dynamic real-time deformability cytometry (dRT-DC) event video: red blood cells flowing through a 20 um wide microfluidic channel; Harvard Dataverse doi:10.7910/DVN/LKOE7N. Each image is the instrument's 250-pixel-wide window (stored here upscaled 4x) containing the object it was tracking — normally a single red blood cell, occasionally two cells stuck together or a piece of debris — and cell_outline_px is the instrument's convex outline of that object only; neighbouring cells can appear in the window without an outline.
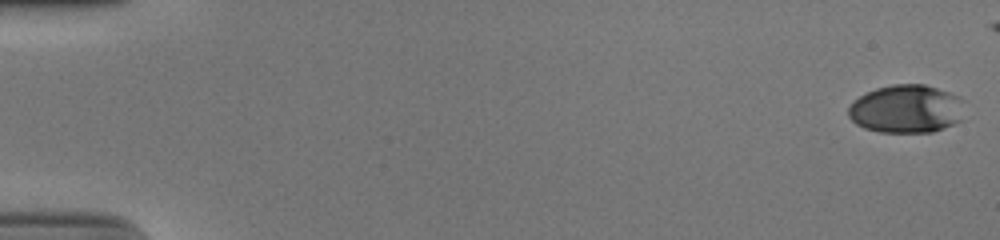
{"species": "human", "species_latin": "Homo sapiens", "temperature_condition": "cold", "stored_images_in_passage": 53, "camera_frame_rate_fps": 3000, "um_per_image_px": 0.085, "donor": {"sex": "male"}, "frame": {"image": 1, "passage_image": 1, "time_ms": 0.0, "image_size_px": [1000, 240], "cell_outline_px": [[964, 100], [960, 120], [944, 128], [932, 132], [880, 132], [864, 128], [856, 124], [848, 116], [848, 108], [852, 100], [876, 88], [892, 84], [924, 84], [960, 96]], "centroid_in_image_um": [77.02, 9.25], "position_along_channel_um": 8.0, "area_um2": 32.71}}
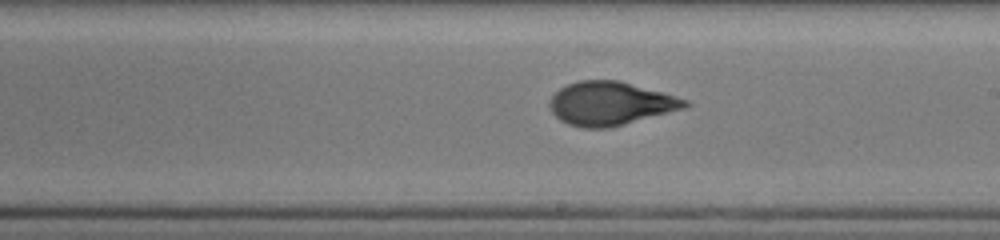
{"frame": {"image": 2, "passage_image": 32, "time_ms": 10.333, "image_size_px": [1000, 240], "cell_outline_px": [[692, 104], [684, 108], [624, 124], [608, 128], [580, 128], [568, 124], [560, 120], [552, 112], [548, 104], [552, 96], [560, 88], [568, 84], [580, 80], [620, 80], [688, 100]], "centroid_in_image_um": [51.86, 8.8], "position_along_channel_um": 237.1, "area_um2": 34.1}}
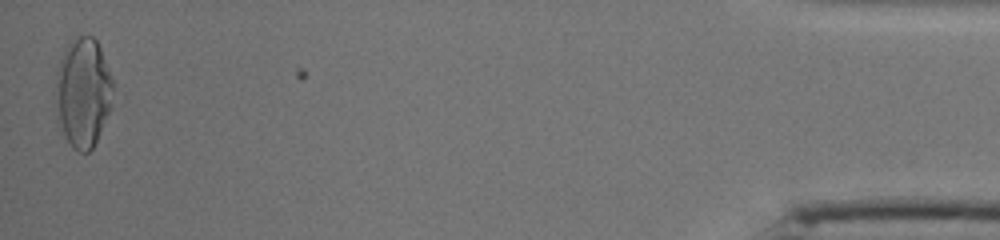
{"frame": {"image": 3, "passage_image": 53, "time_ms": 17.333, "image_size_px": [1000, 240], "cell_outline_px": [[116, 100], [92, 148], [88, 152], [80, 152], [72, 148], [64, 132], [60, 120], [56, 72], [60, 60], [68, 44], [80, 36], [92, 36], [96, 40], [100, 48], [112, 80], [116, 96]], "centroid_in_image_um": [7.14, 7.86], "position_along_channel_um": 428.1, "area_um2": 35.84}, "authors_computed_cell_mechanics": {"area_um2": 33.524, "velocity_mm_per_s": 3.9193, "shape_relaxation_time_tau1_ms": 4.1975, "shape_relaxation_time_tau2_ms": 1.0911, "deformation_change_tau1": 0.1944, "deformation_change_tau2": 0.0587}}